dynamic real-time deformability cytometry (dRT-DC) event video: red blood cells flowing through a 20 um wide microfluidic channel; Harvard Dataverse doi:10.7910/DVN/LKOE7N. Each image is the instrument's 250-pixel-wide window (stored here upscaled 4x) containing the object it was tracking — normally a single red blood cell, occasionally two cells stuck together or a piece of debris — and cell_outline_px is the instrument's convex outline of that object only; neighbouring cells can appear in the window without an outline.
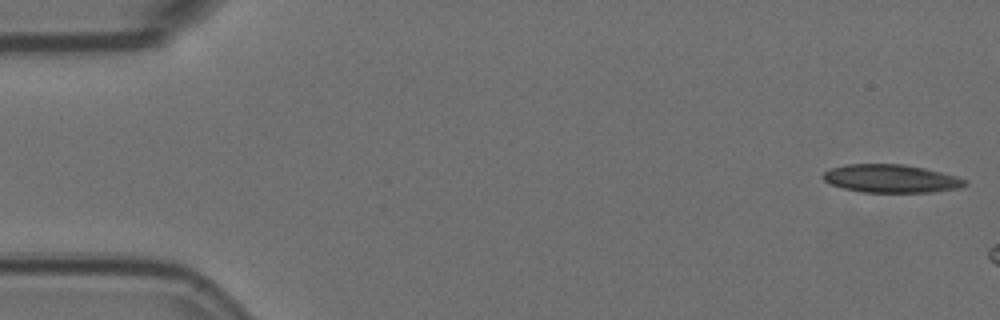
{"species": "Egyptian fruit bat (a non-hibernating species)", "species_latin": "Rousettus aegyptiacus", "temperature_condition": "room temperature", "stored_images_in_passage": 8, "camera_frame_rate_fps": 3000, "um_per_image_px": 0.085, "animal": {"sex": "female"}, "frame": {"image": 1, "passage_image": 1, "time_ms": 0.0, "image_size_px": [1000, 320], "cell_outline_px": [[968, 184], [956, 188], [932, 192], [864, 192], [844, 188], [832, 184], [824, 180], [820, 176], [824, 172], [832, 168], [844, 164], [904, 164], [924, 168], [956, 176], [964, 180]], "centroid_in_image_um": [75.7, 15.17], "position_along_channel_um": 9.3, "area_um2": 23.0}}